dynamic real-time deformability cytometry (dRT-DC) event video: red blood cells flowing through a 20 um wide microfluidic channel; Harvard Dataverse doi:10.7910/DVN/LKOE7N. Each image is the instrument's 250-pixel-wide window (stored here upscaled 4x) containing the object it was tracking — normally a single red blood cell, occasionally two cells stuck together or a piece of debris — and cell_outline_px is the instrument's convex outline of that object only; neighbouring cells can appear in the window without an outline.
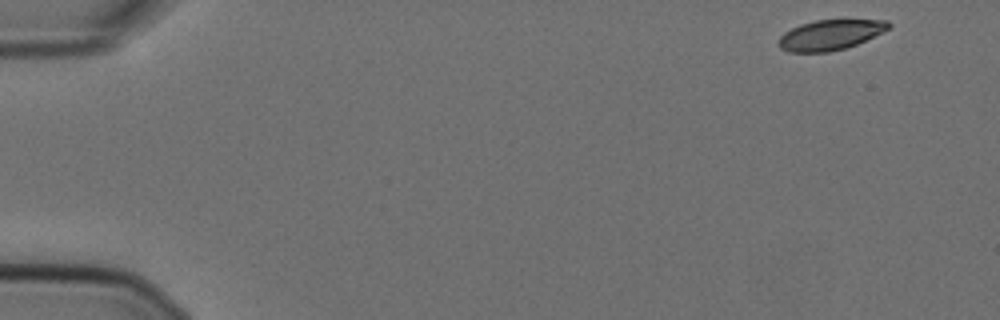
{"species": "Egyptian fruit bat (a non-hibernating species)", "species_latin": "Rousettus aegyptiacus", "temperature_condition": "cold", "stored_images_in_passage": 7, "camera_frame_rate_fps": 3000, "um_per_image_px": 0.085, "animal": {"sex": "female"}, "frame": {"image": 1, "passage_image": 1, "time_ms": 0.0, "image_size_px": [1000, 320], "cell_outline_px": [[892, 24], [888, 28], [856, 44], [844, 48], [828, 52], [788, 52], [780, 48], [780, 36], [784, 32], [800, 24], [816, 20], [888, 20]], "centroid_in_image_um": [70.53, 2.96], "position_along_channel_um": 14.5, "area_um2": 18.96}}